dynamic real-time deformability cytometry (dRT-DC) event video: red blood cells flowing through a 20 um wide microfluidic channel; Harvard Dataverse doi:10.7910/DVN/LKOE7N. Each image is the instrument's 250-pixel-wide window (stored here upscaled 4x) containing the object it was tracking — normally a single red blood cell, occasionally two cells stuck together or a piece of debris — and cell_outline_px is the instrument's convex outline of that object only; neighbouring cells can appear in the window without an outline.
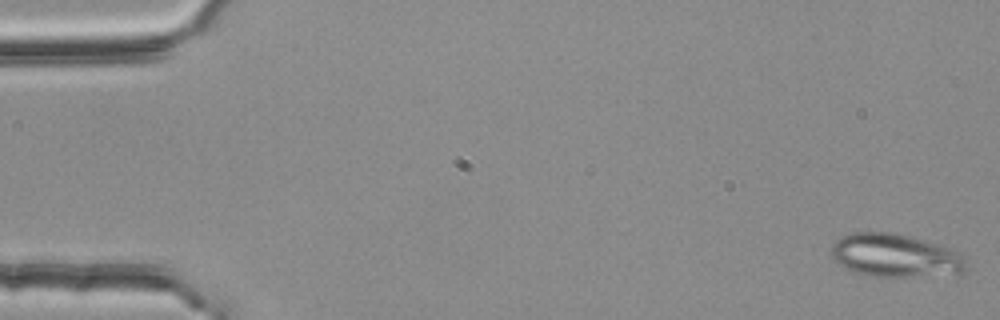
{"species": "common noctule bat (a hibernating species)", "species_latin": "Nyctalus noctula", "temperature_condition": "room temperature", "stored_images_in_passage": 53, "segment_of_instrument_passage": [1, 2], "camera_frame_rate_fps": 3000, "um_per_image_px": 0.085, "animal": {"sex": "female", "body_mass_g": 25.1}, "frame": {"image": 1, "passage_image": 1, "time_ms": 0.0, "image_size_px": [1000, 320], "cell_outline_px": [[968, 268], [964, 272], [912, 276], [868, 276], [844, 268], [832, 260], [832, 244], [840, 236], [852, 232], [896, 232], [924, 240], [948, 248], [964, 256]], "centroid_in_image_um": [76.03, 21.7], "position_along_channel_um": 9.0, "area_um2": 33.87}}